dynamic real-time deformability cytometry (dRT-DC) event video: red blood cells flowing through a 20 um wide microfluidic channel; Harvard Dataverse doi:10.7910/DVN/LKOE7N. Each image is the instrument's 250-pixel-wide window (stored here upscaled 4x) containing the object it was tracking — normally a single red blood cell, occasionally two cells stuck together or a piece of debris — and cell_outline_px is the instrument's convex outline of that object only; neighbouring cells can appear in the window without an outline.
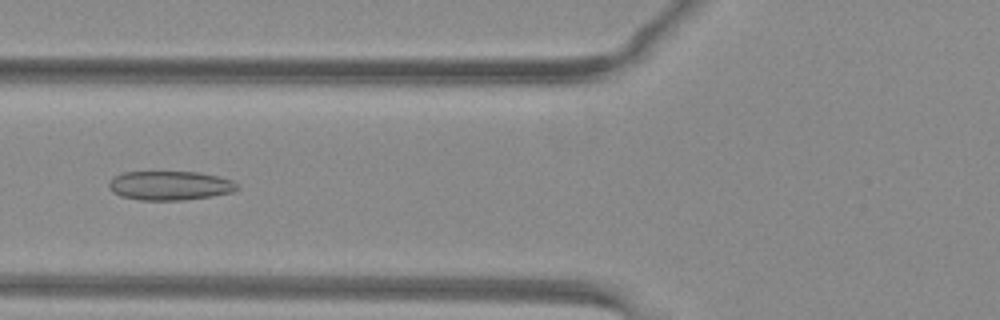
{"species": "common noctule bat (a hibernating species)", "species_latin": "Nyctalus noctula", "temperature_condition": "warm", "stored_images_in_passage": 47, "camera_frame_rate_fps": 3000, "um_per_image_px": 0.085, "animal": {"sex": "female", "body_mass_g": 29.2, "forearm_length_mm": 56.3}, "frame": {"image": 1, "passage_image": 18, "time_ms": 5.667, "image_size_px": [1000, 320], "cell_outline_px": [[240, 188], [232, 192], [212, 196], [184, 200], [140, 200], [120, 196], [112, 192], [108, 188], [108, 184], [116, 176], [124, 172], [196, 172], [220, 176], [232, 180], [240, 184]], "centroid_in_image_um": [14.48, 15.78], "position_along_channel_um": 111.3, "area_um2": 21.91}}
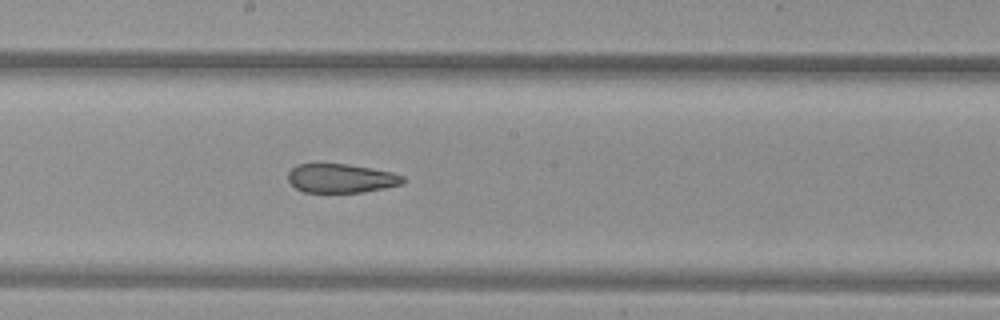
{"frame": {"image": 2, "passage_image": 26, "time_ms": 8.333, "image_size_px": [1000, 320], "cell_outline_px": [[404, 180], [400, 184], [384, 188], [364, 192], [304, 192], [296, 188], [288, 180], [288, 172], [296, 164], [348, 164], [392, 172], [404, 176]], "centroid_in_image_um": [28.97, 15.15], "position_along_channel_um": 219.2, "area_um2": 19.25}}
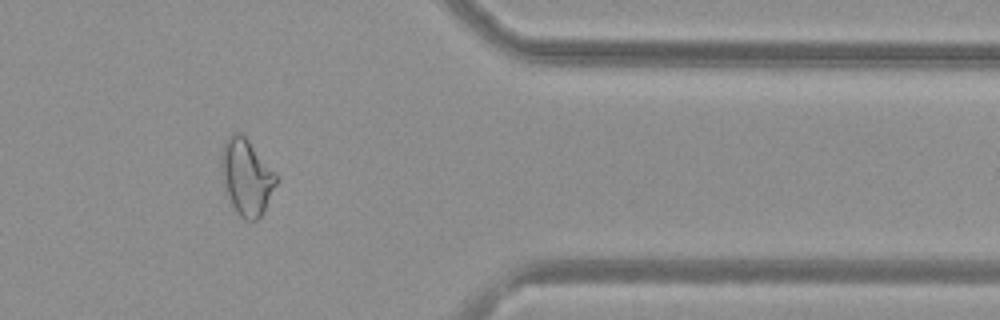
{"frame": {"image": 3, "passage_image": 40, "time_ms": 13.0, "image_size_px": [1000, 320], "cell_outline_px": [[276, 184], [264, 212], [256, 220], [244, 220], [236, 212], [224, 188], [220, 172], [220, 156], [224, 144], [228, 136], [232, 132], [240, 132], [248, 140], [276, 176]], "centroid_in_image_um": [20.9, 15.06], "position_along_channel_um": 390.5, "area_um2": 24.04}}